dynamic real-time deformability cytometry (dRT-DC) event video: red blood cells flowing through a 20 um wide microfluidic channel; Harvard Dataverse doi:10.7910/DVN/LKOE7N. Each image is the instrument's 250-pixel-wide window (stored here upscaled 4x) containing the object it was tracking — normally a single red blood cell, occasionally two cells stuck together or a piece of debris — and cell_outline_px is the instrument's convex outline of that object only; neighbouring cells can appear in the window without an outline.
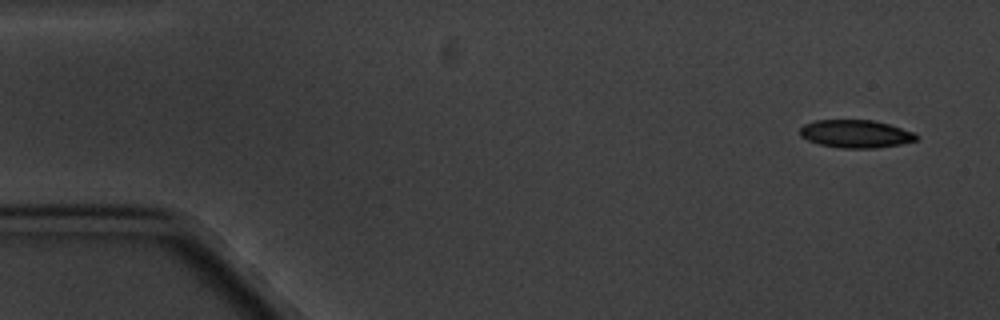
{"species": "common noctule bat (a hibernating species)", "species_latin": "Nyctalus noctula", "temperature_condition": "cold", "stored_images_in_passage": 6, "camera_frame_rate_fps": 3000, "um_per_image_px": 0.085, "animal": {"sex": "male", "body_mass_g": 20.1, "forearm_length_mm": 53.5}, "frame": {"image": 1, "passage_image": 1, "time_ms": 0.0, "image_size_px": [1000, 320], "cell_outline_px": [[920, 136], [916, 140], [900, 144], [876, 148], [840, 148], [820, 144], [808, 140], [800, 136], [800, 128], [804, 124], [816, 120], [872, 120], [888, 124], [916, 132]], "centroid_in_image_um": [72.76, 11.37], "position_along_channel_um": 12.2, "area_um2": 18.96}}
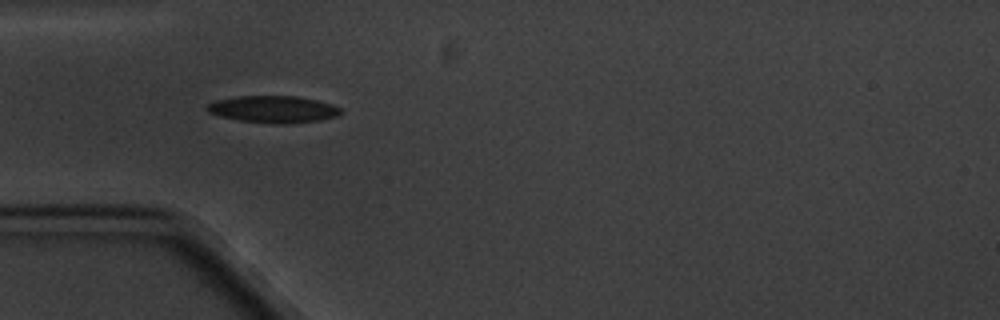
{"frame": {"image": 2, "passage_image": 5, "time_ms": 4.667, "image_size_px": [1000, 320], "cell_outline_px": [[340, 116], [320, 120], [280, 124], [272, 124], [240, 120], [220, 116], [208, 112], [204, 108], [208, 104], [216, 100], [236, 96], [296, 96], [316, 100], [332, 104], [340, 108]], "centroid_in_image_um": [23.21, 9.28], "position_along_channel_um": 61.8, "area_um2": 20.98}}